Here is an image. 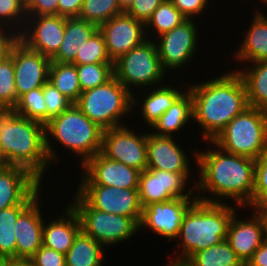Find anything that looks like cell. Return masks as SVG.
<instances>
[{
	"label": "cell",
	"instance_id": "1",
	"mask_svg": "<svg viewBox=\"0 0 267 266\" xmlns=\"http://www.w3.org/2000/svg\"><path fill=\"white\" fill-rule=\"evenodd\" d=\"M210 143L216 150L210 148L192 153L201 173L198 182L193 184L198 191L197 200L222 203L224 198H233L237 208L247 207L253 199L255 160L228 153L213 141H207V145ZM200 191H204L205 196ZM206 193L210 195L206 196Z\"/></svg>",
	"mask_w": 267,
	"mask_h": 266
},
{
	"label": "cell",
	"instance_id": "2",
	"mask_svg": "<svg viewBox=\"0 0 267 266\" xmlns=\"http://www.w3.org/2000/svg\"><path fill=\"white\" fill-rule=\"evenodd\" d=\"M186 88L193 99V120L203 128L202 138L206 141H212L249 107L246 86L237 71Z\"/></svg>",
	"mask_w": 267,
	"mask_h": 266
},
{
	"label": "cell",
	"instance_id": "3",
	"mask_svg": "<svg viewBox=\"0 0 267 266\" xmlns=\"http://www.w3.org/2000/svg\"><path fill=\"white\" fill-rule=\"evenodd\" d=\"M0 152L5 164L30 171L42 181L50 160L46 151L45 124L0 109Z\"/></svg>",
	"mask_w": 267,
	"mask_h": 266
},
{
	"label": "cell",
	"instance_id": "4",
	"mask_svg": "<svg viewBox=\"0 0 267 266\" xmlns=\"http://www.w3.org/2000/svg\"><path fill=\"white\" fill-rule=\"evenodd\" d=\"M226 203L196 200L188 208L175 239L182 249L177 255L179 258H171L170 264L187 261L195 253L226 240L230 221L236 213L235 207Z\"/></svg>",
	"mask_w": 267,
	"mask_h": 266
},
{
	"label": "cell",
	"instance_id": "5",
	"mask_svg": "<svg viewBox=\"0 0 267 266\" xmlns=\"http://www.w3.org/2000/svg\"><path fill=\"white\" fill-rule=\"evenodd\" d=\"M103 129L91 121L75 104L45 124L46 151L50 162L59 159L51 140L79 156L83 166L91 157L101 152ZM50 136V137H49ZM55 159V160H54Z\"/></svg>",
	"mask_w": 267,
	"mask_h": 266
},
{
	"label": "cell",
	"instance_id": "6",
	"mask_svg": "<svg viewBox=\"0 0 267 266\" xmlns=\"http://www.w3.org/2000/svg\"><path fill=\"white\" fill-rule=\"evenodd\" d=\"M212 141L228 153L258 159L267 153V110L248 107Z\"/></svg>",
	"mask_w": 267,
	"mask_h": 266
},
{
	"label": "cell",
	"instance_id": "7",
	"mask_svg": "<svg viewBox=\"0 0 267 266\" xmlns=\"http://www.w3.org/2000/svg\"><path fill=\"white\" fill-rule=\"evenodd\" d=\"M75 105L91 121L107 130L123 126V116L132 113V93L113 76L105 84L81 92Z\"/></svg>",
	"mask_w": 267,
	"mask_h": 266
},
{
	"label": "cell",
	"instance_id": "8",
	"mask_svg": "<svg viewBox=\"0 0 267 266\" xmlns=\"http://www.w3.org/2000/svg\"><path fill=\"white\" fill-rule=\"evenodd\" d=\"M147 38L113 63L114 77L132 94L134 92L131 86H136L137 89L143 86L156 87L162 85L166 77L156 40L151 41L149 37Z\"/></svg>",
	"mask_w": 267,
	"mask_h": 266
},
{
	"label": "cell",
	"instance_id": "9",
	"mask_svg": "<svg viewBox=\"0 0 267 266\" xmlns=\"http://www.w3.org/2000/svg\"><path fill=\"white\" fill-rule=\"evenodd\" d=\"M74 196L70 206L79 217L81 231L104 247L118 245L139 232V225L131 217L93 209L77 193Z\"/></svg>",
	"mask_w": 267,
	"mask_h": 266
},
{
	"label": "cell",
	"instance_id": "10",
	"mask_svg": "<svg viewBox=\"0 0 267 266\" xmlns=\"http://www.w3.org/2000/svg\"><path fill=\"white\" fill-rule=\"evenodd\" d=\"M76 193L93 209L131 217L138 225L141 222L143 208L138 188L79 185Z\"/></svg>",
	"mask_w": 267,
	"mask_h": 266
},
{
	"label": "cell",
	"instance_id": "11",
	"mask_svg": "<svg viewBox=\"0 0 267 266\" xmlns=\"http://www.w3.org/2000/svg\"><path fill=\"white\" fill-rule=\"evenodd\" d=\"M147 134H138L125 125L103 131L101 153L140 172L147 169Z\"/></svg>",
	"mask_w": 267,
	"mask_h": 266
},
{
	"label": "cell",
	"instance_id": "12",
	"mask_svg": "<svg viewBox=\"0 0 267 266\" xmlns=\"http://www.w3.org/2000/svg\"><path fill=\"white\" fill-rule=\"evenodd\" d=\"M192 173H174L158 169H145L140 173L138 194L143 207L167 202L174 198L196 197L195 186L186 193V185Z\"/></svg>",
	"mask_w": 267,
	"mask_h": 266
},
{
	"label": "cell",
	"instance_id": "13",
	"mask_svg": "<svg viewBox=\"0 0 267 266\" xmlns=\"http://www.w3.org/2000/svg\"><path fill=\"white\" fill-rule=\"evenodd\" d=\"M197 28L196 21L187 19L181 25L155 38L159 41L156 42L158 54L166 72L168 69L180 70L194 58L199 43Z\"/></svg>",
	"mask_w": 267,
	"mask_h": 266
},
{
	"label": "cell",
	"instance_id": "14",
	"mask_svg": "<svg viewBox=\"0 0 267 266\" xmlns=\"http://www.w3.org/2000/svg\"><path fill=\"white\" fill-rule=\"evenodd\" d=\"M27 19L26 25L19 33V40L30 49L51 59L63 41L66 17L39 15L27 16Z\"/></svg>",
	"mask_w": 267,
	"mask_h": 266
},
{
	"label": "cell",
	"instance_id": "15",
	"mask_svg": "<svg viewBox=\"0 0 267 266\" xmlns=\"http://www.w3.org/2000/svg\"><path fill=\"white\" fill-rule=\"evenodd\" d=\"M196 200V197L174 198L143 207L139 231L149 228L155 234L168 238L169 242L176 239L185 213Z\"/></svg>",
	"mask_w": 267,
	"mask_h": 266
},
{
	"label": "cell",
	"instance_id": "16",
	"mask_svg": "<svg viewBox=\"0 0 267 266\" xmlns=\"http://www.w3.org/2000/svg\"><path fill=\"white\" fill-rule=\"evenodd\" d=\"M79 185H102L118 188H138L140 171L105 157L101 152L83 166Z\"/></svg>",
	"mask_w": 267,
	"mask_h": 266
},
{
	"label": "cell",
	"instance_id": "17",
	"mask_svg": "<svg viewBox=\"0 0 267 266\" xmlns=\"http://www.w3.org/2000/svg\"><path fill=\"white\" fill-rule=\"evenodd\" d=\"M98 29L103 35L108 54L113 62L147 40L145 24L126 12L104 22Z\"/></svg>",
	"mask_w": 267,
	"mask_h": 266
},
{
	"label": "cell",
	"instance_id": "18",
	"mask_svg": "<svg viewBox=\"0 0 267 266\" xmlns=\"http://www.w3.org/2000/svg\"><path fill=\"white\" fill-rule=\"evenodd\" d=\"M51 59L27 47L20 40L13 47L15 87L18 98L35 88L43 87L49 78Z\"/></svg>",
	"mask_w": 267,
	"mask_h": 266
},
{
	"label": "cell",
	"instance_id": "19",
	"mask_svg": "<svg viewBox=\"0 0 267 266\" xmlns=\"http://www.w3.org/2000/svg\"><path fill=\"white\" fill-rule=\"evenodd\" d=\"M41 182L23 167L0 168V210L14 205H30L39 195Z\"/></svg>",
	"mask_w": 267,
	"mask_h": 266
},
{
	"label": "cell",
	"instance_id": "20",
	"mask_svg": "<svg viewBox=\"0 0 267 266\" xmlns=\"http://www.w3.org/2000/svg\"><path fill=\"white\" fill-rule=\"evenodd\" d=\"M251 219L237 218V212L232 217L226 241L236 256L244 265L252 258L253 253L260 247L266 238L265 223L257 210L251 209Z\"/></svg>",
	"mask_w": 267,
	"mask_h": 266
},
{
	"label": "cell",
	"instance_id": "21",
	"mask_svg": "<svg viewBox=\"0 0 267 266\" xmlns=\"http://www.w3.org/2000/svg\"><path fill=\"white\" fill-rule=\"evenodd\" d=\"M172 136H159L147 132V169L174 173H190V160ZM189 160V161H188Z\"/></svg>",
	"mask_w": 267,
	"mask_h": 266
},
{
	"label": "cell",
	"instance_id": "22",
	"mask_svg": "<svg viewBox=\"0 0 267 266\" xmlns=\"http://www.w3.org/2000/svg\"><path fill=\"white\" fill-rule=\"evenodd\" d=\"M40 195L19 215L14 233L16 259L29 260L42 246L43 224Z\"/></svg>",
	"mask_w": 267,
	"mask_h": 266
},
{
	"label": "cell",
	"instance_id": "23",
	"mask_svg": "<svg viewBox=\"0 0 267 266\" xmlns=\"http://www.w3.org/2000/svg\"><path fill=\"white\" fill-rule=\"evenodd\" d=\"M65 214L43 224L42 245L66 254L81 231L80 220L73 208L67 204ZM67 216V217H66Z\"/></svg>",
	"mask_w": 267,
	"mask_h": 266
},
{
	"label": "cell",
	"instance_id": "24",
	"mask_svg": "<svg viewBox=\"0 0 267 266\" xmlns=\"http://www.w3.org/2000/svg\"><path fill=\"white\" fill-rule=\"evenodd\" d=\"M241 45L235 51L240 62L267 61V15L256 10Z\"/></svg>",
	"mask_w": 267,
	"mask_h": 266
},
{
	"label": "cell",
	"instance_id": "25",
	"mask_svg": "<svg viewBox=\"0 0 267 266\" xmlns=\"http://www.w3.org/2000/svg\"><path fill=\"white\" fill-rule=\"evenodd\" d=\"M98 27L78 17L66 18L63 41L51 61L72 63L76 59L78 47L86 43Z\"/></svg>",
	"mask_w": 267,
	"mask_h": 266
},
{
	"label": "cell",
	"instance_id": "26",
	"mask_svg": "<svg viewBox=\"0 0 267 266\" xmlns=\"http://www.w3.org/2000/svg\"><path fill=\"white\" fill-rule=\"evenodd\" d=\"M183 92L151 127L159 136H173V133L193 120V99L189 89Z\"/></svg>",
	"mask_w": 267,
	"mask_h": 266
},
{
	"label": "cell",
	"instance_id": "27",
	"mask_svg": "<svg viewBox=\"0 0 267 266\" xmlns=\"http://www.w3.org/2000/svg\"><path fill=\"white\" fill-rule=\"evenodd\" d=\"M182 93L181 89L178 91V88L162 84L158 88L154 87L152 92L144 97L142 103L140 100L138 103L136 96L132 94V109L134 110L137 104L140 105L142 120H145L150 128Z\"/></svg>",
	"mask_w": 267,
	"mask_h": 266
},
{
	"label": "cell",
	"instance_id": "28",
	"mask_svg": "<svg viewBox=\"0 0 267 266\" xmlns=\"http://www.w3.org/2000/svg\"><path fill=\"white\" fill-rule=\"evenodd\" d=\"M104 252L103 245L80 231L65 254V263L66 266H103Z\"/></svg>",
	"mask_w": 267,
	"mask_h": 266
},
{
	"label": "cell",
	"instance_id": "29",
	"mask_svg": "<svg viewBox=\"0 0 267 266\" xmlns=\"http://www.w3.org/2000/svg\"><path fill=\"white\" fill-rule=\"evenodd\" d=\"M236 71L246 86L249 107L267 110V61L253 62L247 69Z\"/></svg>",
	"mask_w": 267,
	"mask_h": 266
},
{
	"label": "cell",
	"instance_id": "30",
	"mask_svg": "<svg viewBox=\"0 0 267 266\" xmlns=\"http://www.w3.org/2000/svg\"><path fill=\"white\" fill-rule=\"evenodd\" d=\"M48 81L73 104L79 99L82 91L75 64L51 61Z\"/></svg>",
	"mask_w": 267,
	"mask_h": 266
},
{
	"label": "cell",
	"instance_id": "31",
	"mask_svg": "<svg viewBox=\"0 0 267 266\" xmlns=\"http://www.w3.org/2000/svg\"><path fill=\"white\" fill-rule=\"evenodd\" d=\"M193 266H245L226 240L192 255Z\"/></svg>",
	"mask_w": 267,
	"mask_h": 266
},
{
	"label": "cell",
	"instance_id": "32",
	"mask_svg": "<svg viewBox=\"0 0 267 266\" xmlns=\"http://www.w3.org/2000/svg\"><path fill=\"white\" fill-rule=\"evenodd\" d=\"M29 205H14L0 210V256L16 259V237L14 226L19 215Z\"/></svg>",
	"mask_w": 267,
	"mask_h": 266
},
{
	"label": "cell",
	"instance_id": "33",
	"mask_svg": "<svg viewBox=\"0 0 267 266\" xmlns=\"http://www.w3.org/2000/svg\"><path fill=\"white\" fill-rule=\"evenodd\" d=\"M187 18L172 4L170 0H164L146 22L147 30H154L157 37L181 25ZM150 28V29H149Z\"/></svg>",
	"mask_w": 267,
	"mask_h": 266
},
{
	"label": "cell",
	"instance_id": "34",
	"mask_svg": "<svg viewBox=\"0 0 267 266\" xmlns=\"http://www.w3.org/2000/svg\"><path fill=\"white\" fill-rule=\"evenodd\" d=\"M123 12L118 0H84L78 18L99 27Z\"/></svg>",
	"mask_w": 267,
	"mask_h": 266
},
{
	"label": "cell",
	"instance_id": "35",
	"mask_svg": "<svg viewBox=\"0 0 267 266\" xmlns=\"http://www.w3.org/2000/svg\"><path fill=\"white\" fill-rule=\"evenodd\" d=\"M43 97V87L32 89L18 98L12 110L18 116L46 124V105Z\"/></svg>",
	"mask_w": 267,
	"mask_h": 266
},
{
	"label": "cell",
	"instance_id": "36",
	"mask_svg": "<svg viewBox=\"0 0 267 266\" xmlns=\"http://www.w3.org/2000/svg\"><path fill=\"white\" fill-rule=\"evenodd\" d=\"M95 63H114L110 59L103 35L99 29L86 43L78 47L76 59L72 62L75 65Z\"/></svg>",
	"mask_w": 267,
	"mask_h": 266
},
{
	"label": "cell",
	"instance_id": "37",
	"mask_svg": "<svg viewBox=\"0 0 267 266\" xmlns=\"http://www.w3.org/2000/svg\"><path fill=\"white\" fill-rule=\"evenodd\" d=\"M81 91L105 84L114 76L113 63L76 65Z\"/></svg>",
	"mask_w": 267,
	"mask_h": 266
},
{
	"label": "cell",
	"instance_id": "38",
	"mask_svg": "<svg viewBox=\"0 0 267 266\" xmlns=\"http://www.w3.org/2000/svg\"><path fill=\"white\" fill-rule=\"evenodd\" d=\"M17 103L13 49L10 57L0 63V109H13Z\"/></svg>",
	"mask_w": 267,
	"mask_h": 266
},
{
	"label": "cell",
	"instance_id": "39",
	"mask_svg": "<svg viewBox=\"0 0 267 266\" xmlns=\"http://www.w3.org/2000/svg\"><path fill=\"white\" fill-rule=\"evenodd\" d=\"M26 20V9L20 0H0V27L15 28L14 30L20 33Z\"/></svg>",
	"mask_w": 267,
	"mask_h": 266
},
{
	"label": "cell",
	"instance_id": "40",
	"mask_svg": "<svg viewBox=\"0 0 267 266\" xmlns=\"http://www.w3.org/2000/svg\"><path fill=\"white\" fill-rule=\"evenodd\" d=\"M256 210L267 206V153L255 160L253 199L248 207Z\"/></svg>",
	"mask_w": 267,
	"mask_h": 266
},
{
	"label": "cell",
	"instance_id": "41",
	"mask_svg": "<svg viewBox=\"0 0 267 266\" xmlns=\"http://www.w3.org/2000/svg\"><path fill=\"white\" fill-rule=\"evenodd\" d=\"M46 105V123L67 110L73 103L49 81L43 86Z\"/></svg>",
	"mask_w": 267,
	"mask_h": 266
},
{
	"label": "cell",
	"instance_id": "42",
	"mask_svg": "<svg viewBox=\"0 0 267 266\" xmlns=\"http://www.w3.org/2000/svg\"><path fill=\"white\" fill-rule=\"evenodd\" d=\"M29 261L30 266H66L65 254L43 245Z\"/></svg>",
	"mask_w": 267,
	"mask_h": 266
},
{
	"label": "cell",
	"instance_id": "43",
	"mask_svg": "<svg viewBox=\"0 0 267 266\" xmlns=\"http://www.w3.org/2000/svg\"><path fill=\"white\" fill-rule=\"evenodd\" d=\"M163 1L164 0H134L125 12L136 20L146 24Z\"/></svg>",
	"mask_w": 267,
	"mask_h": 266
},
{
	"label": "cell",
	"instance_id": "44",
	"mask_svg": "<svg viewBox=\"0 0 267 266\" xmlns=\"http://www.w3.org/2000/svg\"><path fill=\"white\" fill-rule=\"evenodd\" d=\"M170 1L187 19H194V21H195L194 17L203 13L208 5V0H170Z\"/></svg>",
	"mask_w": 267,
	"mask_h": 266
},
{
	"label": "cell",
	"instance_id": "45",
	"mask_svg": "<svg viewBox=\"0 0 267 266\" xmlns=\"http://www.w3.org/2000/svg\"><path fill=\"white\" fill-rule=\"evenodd\" d=\"M18 41V32L10 28L8 30L5 27H0V63L10 57L12 49Z\"/></svg>",
	"mask_w": 267,
	"mask_h": 266
},
{
	"label": "cell",
	"instance_id": "46",
	"mask_svg": "<svg viewBox=\"0 0 267 266\" xmlns=\"http://www.w3.org/2000/svg\"><path fill=\"white\" fill-rule=\"evenodd\" d=\"M59 0H33L26 8L27 16L57 15Z\"/></svg>",
	"mask_w": 267,
	"mask_h": 266
},
{
	"label": "cell",
	"instance_id": "47",
	"mask_svg": "<svg viewBox=\"0 0 267 266\" xmlns=\"http://www.w3.org/2000/svg\"><path fill=\"white\" fill-rule=\"evenodd\" d=\"M84 0H59L57 15L72 18L80 14Z\"/></svg>",
	"mask_w": 267,
	"mask_h": 266
},
{
	"label": "cell",
	"instance_id": "48",
	"mask_svg": "<svg viewBox=\"0 0 267 266\" xmlns=\"http://www.w3.org/2000/svg\"><path fill=\"white\" fill-rule=\"evenodd\" d=\"M245 266H267V238L260 247L253 253L252 258Z\"/></svg>",
	"mask_w": 267,
	"mask_h": 266
},
{
	"label": "cell",
	"instance_id": "49",
	"mask_svg": "<svg viewBox=\"0 0 267 266\" xmlns=\"http://www.w3.org/2000/svg\"><path fill=\"white\" fill-rule=\"evenodd\" d=\"M4 266H30V261L21 259H7Z\"/></svg>",
	"mask_w": 267,
	"mask_h": 266
},
{
	"label": "cell",
	"instance_id": "50",
	"mask_svg": "<svg viewBox=\"0 0 267 266\" xmlns=\"http://www.w3.org/2000/svg\"><path fill=\"white\" fill-rule=\"evenodd\" d=\"M256 210L260 213V215L264 219L265 232H266V238H267V206L266 207H263V208H257Z\"/></svg>",
	"mask_w": 267,
	"mask_h": 266
},
{
	"label": "cell",
	"instance_id": "51",
	"mask_svg": "<svg viewBox=\"0 0 267 266\" xmlns=\"http://www.w3.org/2000/svg\"><path fill=\"white\" fill-rule=\"evenodd\" d=\"M119 1V4H120V7L126 11L129 6L134 2V0H118Z\"/></svg>",
	"mask_w": 267,
	"mask_h": 266
},
{
	"label": "cell",
	"instance_id": "52",
	"mask_svg": "<svg viewBox=\"0 0 267 266\" xmlns=\"http://www.w3.org/2000/svg\"><path fill=\"white\" fill-rule=\"evenodd\" d=\"M33 2V0H20V3L25 7V9Z\"/></svg>",
	"mask_w": 267,
	"mask_h": 266
},
{
	"label": "cell",
	"instance_id": "53",
	"mask_svg": "<svg viewBox=\"0 0 267 266\" xmlns=\"http://www.w3.org/2000/svg\"><path fill=\"white\" fill-rule=\"evenodd\" d=\"M175 265L176 266H193L188 260L184 262H178Z\"/></svg>",
	"mask_w": 267,
	"mask_h": 266
},
{
	"label": "cell",
	"instance_id": "54",
	"mask_svg": "<svg viewBox=\"0 0 267 266\" xmlns=\"http://www.w3.org/2000/svg\"><path fill=\"white\" fill-rule=\"evenodd\" d=\"M3 166H6V164H5L4 157L1 155V152H0V168Z\"/></svg>",
	"mask_w": 267,
	"mask_h": 266
},
{
	"label": "cell",
	"instance_id": "55",
	"mask_svg": "<svg viewBox=\"0 0 267 266\" xmlns=\"http://www.w3.org/2000/svg\"><path fill=\"white\" fill-rule=\"evenodd\" d=\"M6 260L7 258L0 256V266H4Z\"/></svg>",
	"mask_w": 267,
	"mask_h": 266
},
{
	"label": "cell",
	"instance_id": "56",
	"mask_svg": "<svg viewBox=\"0 0 267 266\" xmlns=\"http://www.w3.org/2000/svg\"><path fill=\"white\" fill-rule=\"evenodd\" d=\"M263 4L267 5V0H262Z\"/></svg>",
	"mask_w": 267,
	"mask_h": 266
},
{
	"label": "cell",
	"instance_id": "57",
	"mask_svg": "<svg viewBox=\"0 0 267 266\" xmlns=\"http://www.w3.org/2000/svg\"><path fill=\"white\" fill-rule=\"evenodd\" d=\"M167 266H176V265H175V264H170V263H169V264H167Z\"/></svg>",
	"mask_w": 267,
	"mask_h": 266
}]
</instances>
